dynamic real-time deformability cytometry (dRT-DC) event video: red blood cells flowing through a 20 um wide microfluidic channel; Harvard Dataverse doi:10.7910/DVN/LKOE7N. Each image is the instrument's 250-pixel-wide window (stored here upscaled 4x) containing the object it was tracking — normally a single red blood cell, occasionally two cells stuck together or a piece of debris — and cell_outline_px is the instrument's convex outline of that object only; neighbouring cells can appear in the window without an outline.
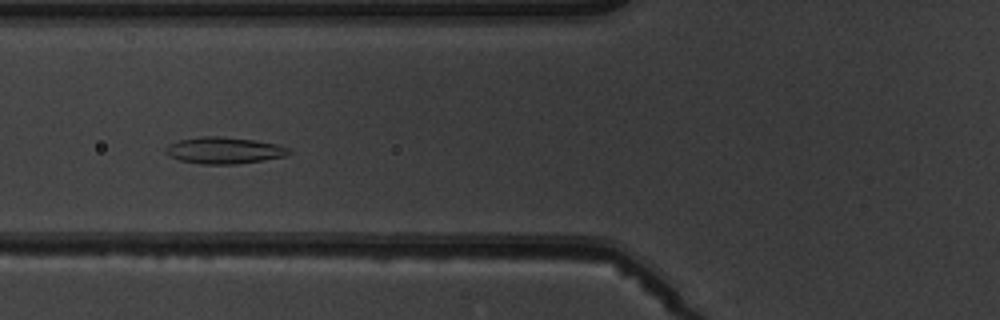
{"species": "common noctule bat (a hibernating species)", "species_latin": "Nyctalus noctula", "temperature_condition": "warm", "stored_images_in_passage": 9, "camera_frame_rate_fps": 3000, "um_per_image_px": 0.085, "animal": {"sex": "male", "body_mass_g": 19.5, "forearm_length_mm": 54.6}, "frame": {"image": 1, "passage_image": 7, "time_ms": 7.0, "image_size_px": [1000, 320], "cell_outline_px": [[292, 152], [284, 156], [236, 164], [204, 164], [180, 160], [168, 156], [164, 152], [164, 148], [168, 144], [180, 140], [200, 136], [220, 136], [256, 140], [276, 144], [288, 148]], "centroid_in_image_um": [18.99, 12.77], "position_along_channel_um": 106.8, "area_um2": 19.02}}
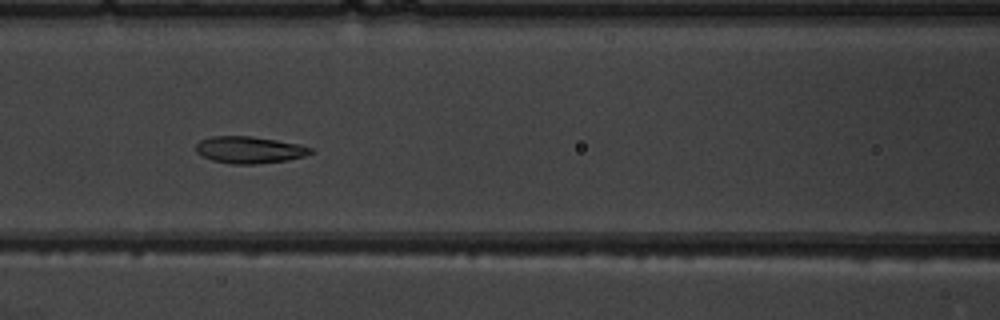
{"frame": {"image": 2, "passage_image": 8, "time_ms": 8.0, "image_size_px": [1000, 320], "cell_outline_px": [[316, 152], [304, 156], [288, 160], [256, 164], [232, 164], [212, 160], [196, 152], [196, 144], [200, 140], [212, 136], [252, 136], [300, 144], [312, 148]], "centroid_in_image_um": [21.23, 12.73], "position_along_channel_um": 145.4, "area_um2": 18.03}}
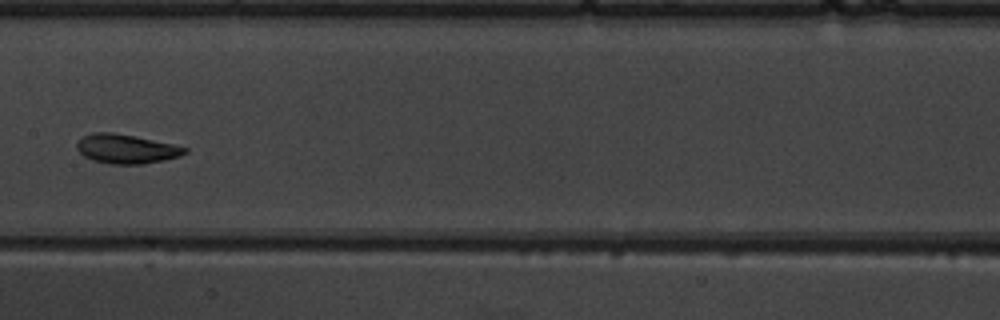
{"frame": {"image": 3, "passage_image": 9, "time_ms": 9.333, "image_size_px": [1000, 320], "cell_outline_px": [[188, 152], [180, 156], [164, 160], [144, 164], [112, 164], [92, 160], [84, 156], [76, 148], [76, 144], [84, 136], [92, 132], [112, 132], [172, 144], [188, 148]], "centroid_in_image_um": [10.73, 12.66], "position_along_channel_um": 196.7, "area_um2": 18.21}}